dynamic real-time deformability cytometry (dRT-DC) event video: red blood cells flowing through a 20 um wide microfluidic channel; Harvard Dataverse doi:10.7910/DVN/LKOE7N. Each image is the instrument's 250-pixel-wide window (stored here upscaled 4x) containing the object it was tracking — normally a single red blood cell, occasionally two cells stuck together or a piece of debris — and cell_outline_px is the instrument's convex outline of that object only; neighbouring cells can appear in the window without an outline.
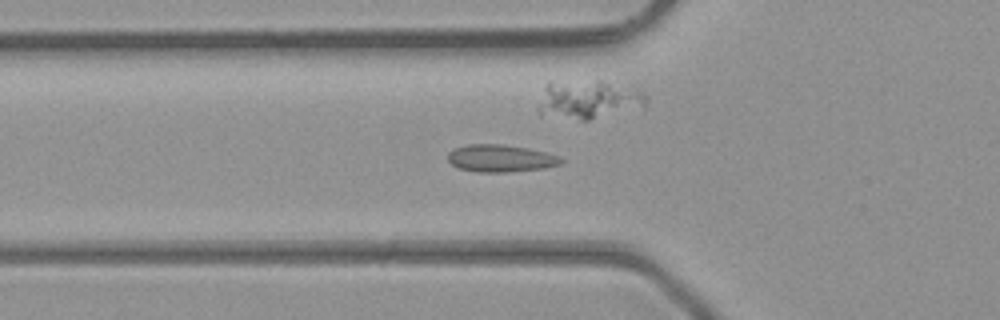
{"species": "common noctule bat (a hibernating species)", "species_latin": "Nyctalus noctula", "temperature_condition": "room temperature", "stored_images_in_passage": 46, "camera_frame_rate_fps": 3000, "um_per_image_px": 0.085, "animal": {"sex": "male", "body_mass_g": 23.1, "forearm_length_mm": 52.7}, "frame": {"image": 1, "passage_image": 15, "time_ms": 4.667, "image_size_px": [1000, 320], "cell_outline_px": [[564, 160], [560, 164], [544, 168], [508, 172], [476, 172], [460, 168], [452, 164], [448, 160], [448, 152], [452, 148], [468, 144], [500, 144], [528, 148], [560, 156]], "centroid_in_image_um": [42.53, 13.45], "position_along_channel_um": 83.3, "area_um2": 18.03}}
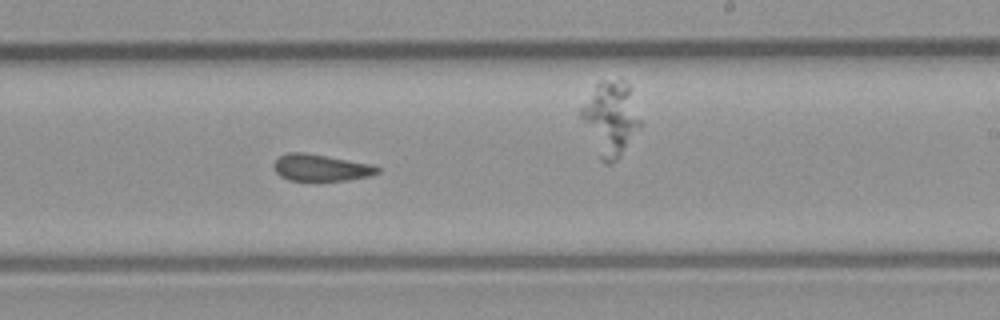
{"frame": {"image": 2, "passage_image": 27, "time_ms": 8.667, "image_size_px": [1000, 320], "cell_outline_px": [[380, 172], [368, 176], [348, 180], [288, 180], [280, 176], [276, 172], [272, 164], [280, 156], [288, 152], [304, 152], [368, 164], [380, 168]], "centroid_in_image_um": [27.22, 14.25], "position_along_channel_um": 261.8, "area_um2": 15.84}}
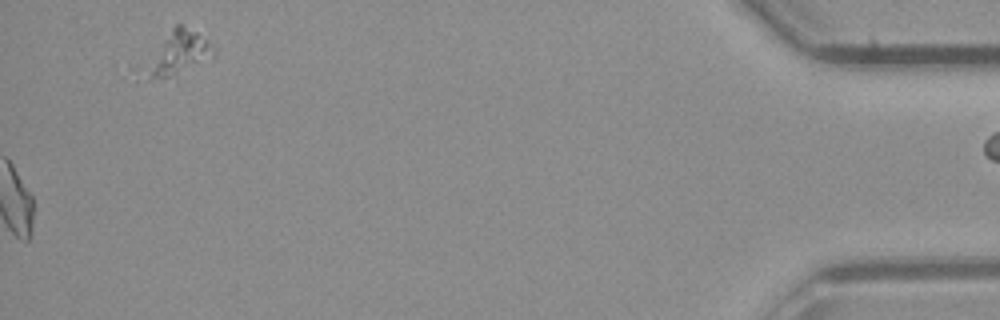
{"frame": {"image": 3, "passage_image": 46, "time_ms": 15.0, "image_size_px": [1000, 320], "cell_outline_px": [[212, 60], [176, 84], [136, 80], [128, 68], [176, 24], [184, 24], [208, 40], [212, 56]], "centroid_in_image_um": [14.71, 4.83], "position_along_channel_um": 420.5, "area_um2": 22.43}, "authors_computed_cell_mechanics": {"area_um2": 16.9065, "velocity_mm_per_s": 4.45, "shape_relaxation_time_tau1_ms": null, "shape_relaxation_time_tau2_ms": 2.4594, "deformation_change_tau1": null, "deformation_change_tau2": 0.0594}}